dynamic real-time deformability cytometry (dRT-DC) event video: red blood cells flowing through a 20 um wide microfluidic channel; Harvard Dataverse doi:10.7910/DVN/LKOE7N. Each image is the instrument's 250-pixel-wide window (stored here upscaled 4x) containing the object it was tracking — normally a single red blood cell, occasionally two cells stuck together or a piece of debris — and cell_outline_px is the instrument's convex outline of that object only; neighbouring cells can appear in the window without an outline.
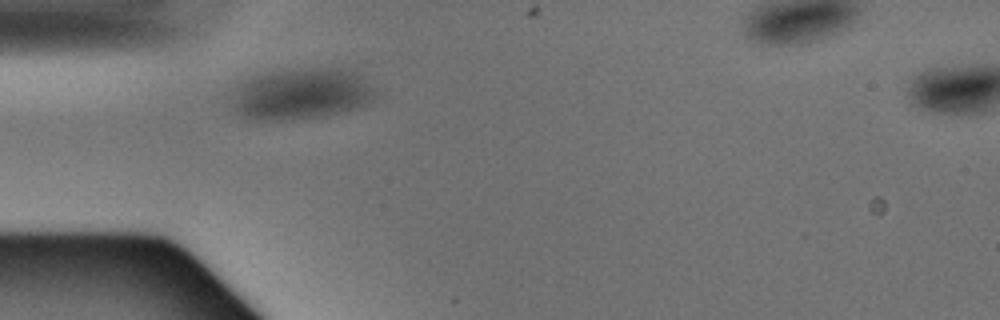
{"species": "Egyptian fruit bat (a non-hibernating species)", "species_latin": "Rousettus aegyptiacus", "temperature_condition": "warm", "stored_images_in_passage": 2, "camera_frame_rate_fps": 3000, "um_per_image_px": 0.085, "animal": {"sex": "male"}, "frame": {"image": 1, "passage_image": 1, "time_ms": 0.0, "image_size_px": [1000, 320], "cell_outline_px": [[376, 96], [372, 100], [356, 108], [324, 116], [276, 120], [264, 120], [240, 116], [232, 108], [232, 92], [240, 84], [256, 76], [284, 72], [328, 68], [352, 72], [364, 76], [372, 88]], "centroid_in_image_um": [25.6, 8.02], "position_along_channel_um": 59.4, "area_um2": 41.5}}